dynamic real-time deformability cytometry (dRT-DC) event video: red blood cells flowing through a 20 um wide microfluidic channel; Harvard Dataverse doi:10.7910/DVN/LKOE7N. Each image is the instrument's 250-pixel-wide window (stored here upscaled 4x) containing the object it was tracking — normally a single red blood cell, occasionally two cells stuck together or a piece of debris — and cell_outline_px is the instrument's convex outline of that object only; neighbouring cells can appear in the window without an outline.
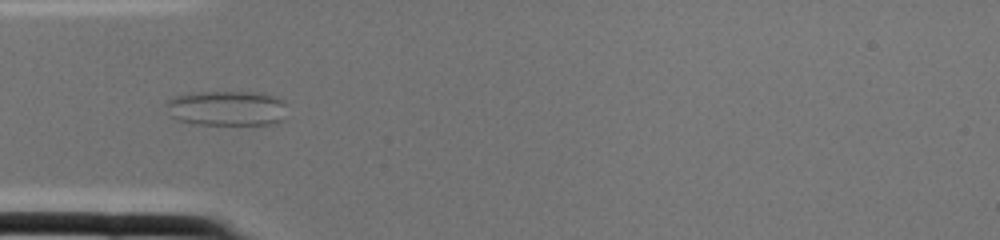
{"species": "common noctule bat (a hibernating species)", "species_latin": "Nyctalus noctula", "temperature_condition": "cold", "stored_images_in_passage": 2, "camera_frame_rate_fps": 3000, "um_per_image_px": 0.085, "animal": {"sex": "female", "body_mass_g": 22.0, "forearm_length_mm": 56.7}, "frame": {"image": 1, "passage_image": 2, "time_ms": 0.333, "image_size_px": [1000, 240], "cell_outline_px": [[284, 120], [276, 124], [192, 124], [176, 120], [172, 116], [164, 104], [168, 100], [176, 96], [196, 92], [252, 92], [272, 96], [284, 100]], "centroid_in_image_um": [19.26, 9.21], "position_along_channel_um": 65.7, "area_um2": 24.68}}